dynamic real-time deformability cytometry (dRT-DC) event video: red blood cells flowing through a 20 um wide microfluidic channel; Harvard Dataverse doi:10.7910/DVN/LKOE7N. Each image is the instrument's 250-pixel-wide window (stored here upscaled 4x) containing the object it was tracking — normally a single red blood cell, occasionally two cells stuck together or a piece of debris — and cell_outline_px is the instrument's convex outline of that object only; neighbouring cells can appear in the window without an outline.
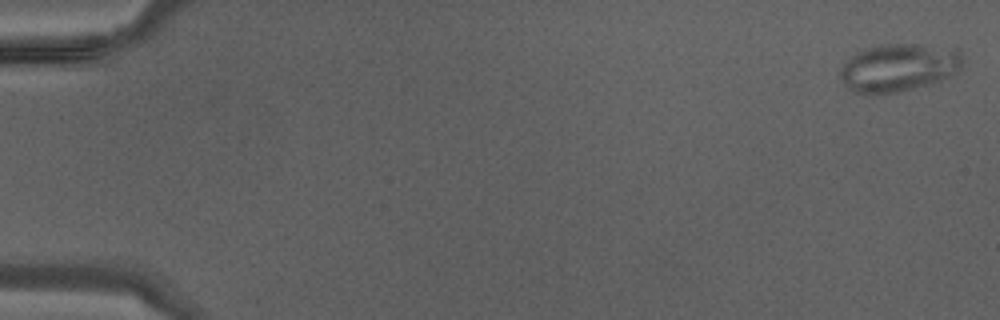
{"species": "Egyptian fruit bat (a non-hibernating species)", "species_latin": "Rousettus aegyptiacus", "temperature_condition": "warm", "stored_images_in_passage": 8, "camera_frame_rate_fps": 3000, "um_per_image_px": 0.085, "animal": {"sex": "male"}, "frame": {"image": 1, "passage_image": 1, "time_ms": 0.0, "image_size_px": [1000, 320], "cell_outline_px": [[964, 60], [960, 68], [956, 72], [940, 80], [912, 88], [896, 92], [852, 92], [836, 76], [840, 68], [856, 52], [864, 48], [880, 44], [916, 44], [956, 48], [960, 52]], "centroid_in_image_um": [76.36, 5.71], "position_along_channel_um": 8.6, "area_um2": 33.99}}